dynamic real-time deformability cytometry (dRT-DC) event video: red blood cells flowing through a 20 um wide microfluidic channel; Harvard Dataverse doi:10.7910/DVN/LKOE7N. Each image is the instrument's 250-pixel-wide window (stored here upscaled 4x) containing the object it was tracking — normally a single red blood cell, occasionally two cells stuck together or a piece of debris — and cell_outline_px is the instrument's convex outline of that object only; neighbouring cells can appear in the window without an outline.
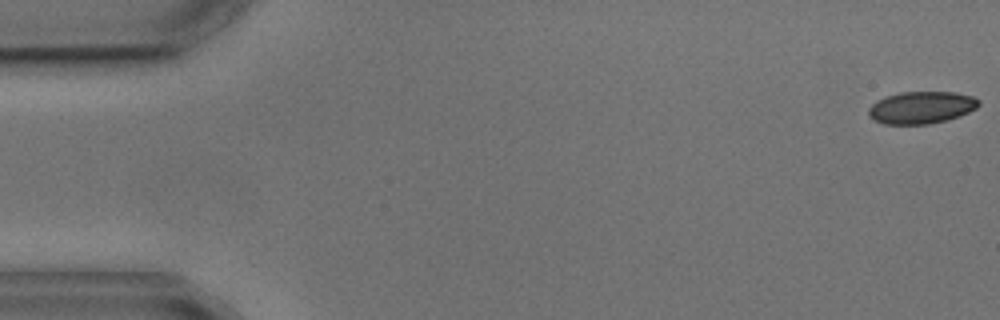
{"species": "common noctule bat (a hibernating species)", "species_latin": "Nyctalus noctula", "temperature_condition": "cold", "stored_images_in_passage": 5, "camera_frame_rate_fps": 3000, "um_per_image_px": 0.085, "animal": {"sex": "male", "body_mass_g": 17.9, "forearm_length_mm": 54.2}, "frame": {"image": 1, "passage_image": 1, "time_ms": 0.0, "image_size_px": [1000, 320], "cell_outline_px": [[980, 104], [976, 108], [960, 116], [948, 120], [928, 124], [884, 124], [872, 120], [868, 116], [868, 108], [876, 100], [900, 92], [956, 92], [972, 96], [980, 100]], "centroid_in_image_um": [78.31, 9.14], "position_along_channel_um": 6.7, "area_um2": 20.87}}
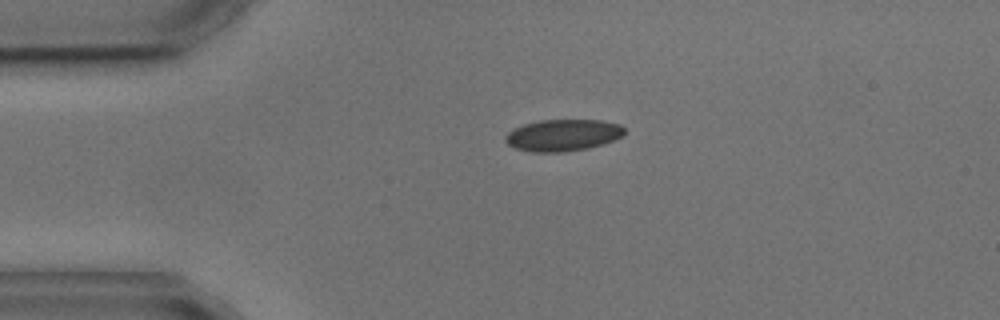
{"frame": {"image": 2, "passage_image": 4, "time_ms": 3.667, "image_size_px": [1000, 320], "cell_outline_px": [[624, 136], [616, 140], [588, 148], [564, 152], [532, 152], [516, 148], [508, 144], [504, 140], [504, 136], [508, 132], [524, 124], [540, 120], [600, 120], [620, 124], [624, 128]], "centroid_in_image_um": [47.87, 11.49], "position_along_channel_um": 37.1, "area_um2": 22.08}}